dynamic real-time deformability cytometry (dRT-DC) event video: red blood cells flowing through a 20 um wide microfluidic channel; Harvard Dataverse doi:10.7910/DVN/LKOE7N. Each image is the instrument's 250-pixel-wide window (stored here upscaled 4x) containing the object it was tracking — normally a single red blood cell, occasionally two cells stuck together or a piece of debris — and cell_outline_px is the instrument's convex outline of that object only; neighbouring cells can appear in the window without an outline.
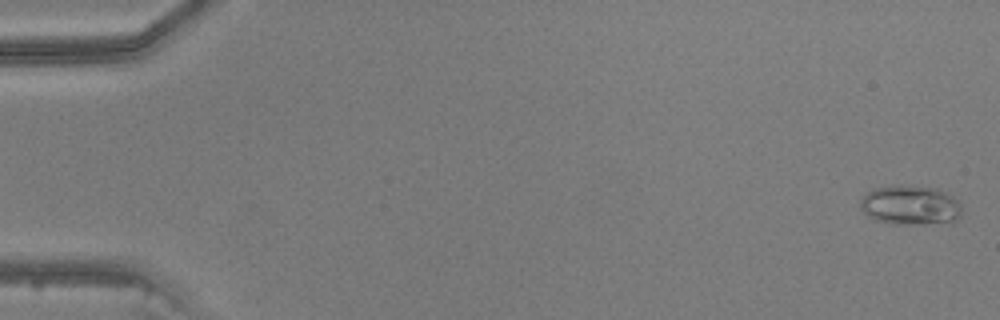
{"species": "common noctule bat (a hibernating species)", "species_latin": "Nyctalus noctula", "temperature_condition": "warm", "stored_images_in_passage": 26, "segment_of_instrument_passage": [1, 2], "camera_frame_rate_fps": 3000, "um_per_image_px": 0.085, "animal": {"sex": "male", "body_mass_g": 20.5, "forearm_length_mm": 52.5}, "frame": {"image": 1, "passage_image": 2, "time_ms": 0.333, "image_size_px": [1000, 320], "cell_outline_px": [[960, 216], [952, 224], [892, 224], [876, 220], [868, 216], [860, 208], [860, 200], [872, 188], [892, 184], [936, 188], [952, 196], [960, 204]], "centroid_in_image_um": [77.37, 17.45], "position_along_channel_um": 7.6, "area_um2": 23.76}}
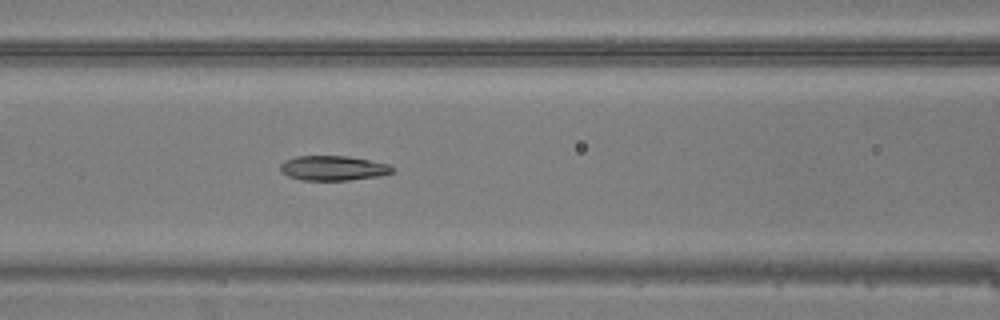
{"frame": {"image": 2, "passage_image": 22, "time_ms": 7.0, "image_size_px": [1000, 320], "cell_outline_px": [[392, 172], [380, 176], [348, 180], [300, 180], [288, 176], [280, 172], [280, 164], [284, 160], [296, 156], [348, 156], [388, 164], [392, 168]], "centroid_in_image_um": [28.25, 14.29], "position_along_channel_um": 138.3, "area_um2": 16.13}}
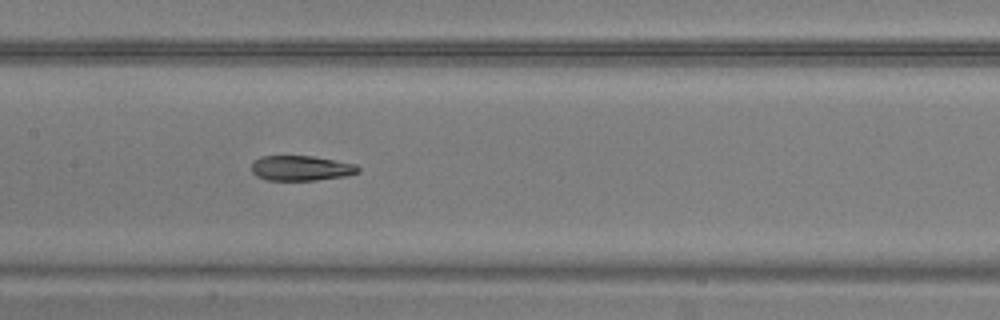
{"frame": {"image": 3, "passage_image": 25, "time_ms": 8.0, "image_size_px": [1000, 320], "cell_outline_px": [[360, 172], [344, 176], [316, 180], [268, 180], [256, 176], [252, 172], [252, 160], [260, 156], [312, 156], [356, 164], [360, 168]], "centroid_in_image_um": [25.57, 14.29], "position_along_channel_um": 181.8, "area_um2": 15.61}}